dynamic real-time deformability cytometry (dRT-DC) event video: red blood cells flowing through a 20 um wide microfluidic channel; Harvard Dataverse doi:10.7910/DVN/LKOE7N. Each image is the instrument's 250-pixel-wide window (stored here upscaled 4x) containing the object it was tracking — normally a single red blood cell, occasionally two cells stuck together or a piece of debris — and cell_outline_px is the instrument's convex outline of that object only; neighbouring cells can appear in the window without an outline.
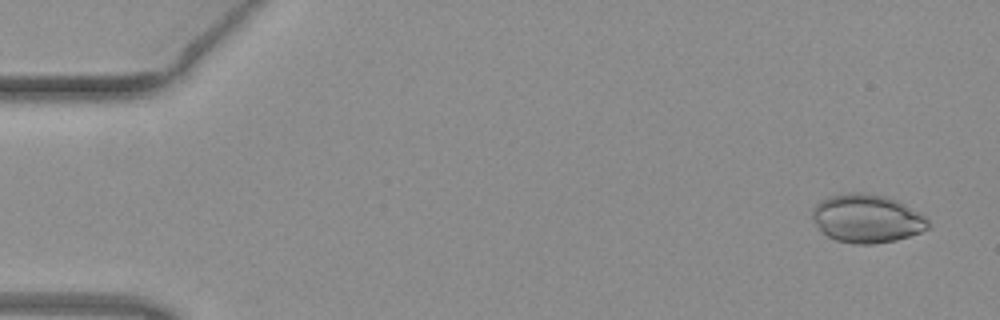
{"species": "common noctule bat (a hibernating species)", "species_latin": "Nyctalus noctula", "temperature_condition": "warm", "stored_images_in_passage": 51, "camera_frame_rate_fps": 3000, "um_per_image_px": 0.085, "animal": {"sex": "female", "body_mass_g": 19.3, "forearm_length_mm": 54.1}, "frame": {"image": 1, "passage_image": 3, "time_ms": 0.667, "image_size_px": [1000, 320], "cell_outline_px": [[932, 224], [928, 228], [920, 232], [896, 240], [872, 244], [856, 244], [836, 240], [828, 236], [812, 220], [812, 216], [816, 204], [820, 200], [832, 196], [848, 192], [864, 192], [884, 196], [896, 200], [920, 212]], "centroid_in_image_um": [73.71, 18.57], "position_along_channel_um": 11.3, "area_um2": 32.48}}
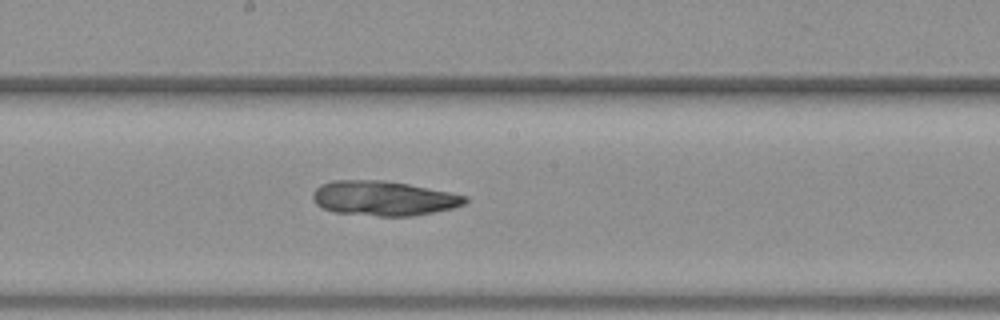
{"frame": {"image": 2, "passage_image": 28, "time_ms": 9.0, "image_size_px": [1000, 320], "cell_outline_px": [[468, 200], [464, 204], [452, 208], [412, 216], [376, 216], [332, 212], [316, 204], [312, 196], [312, 192], [320, 184], [332, 180], [380, 180], [408, 184], [468, 196]], "centroid_in_image_um": [32.56, 16.85], "position_along_channel_um": 215.6, "area_um2": 30.75}}
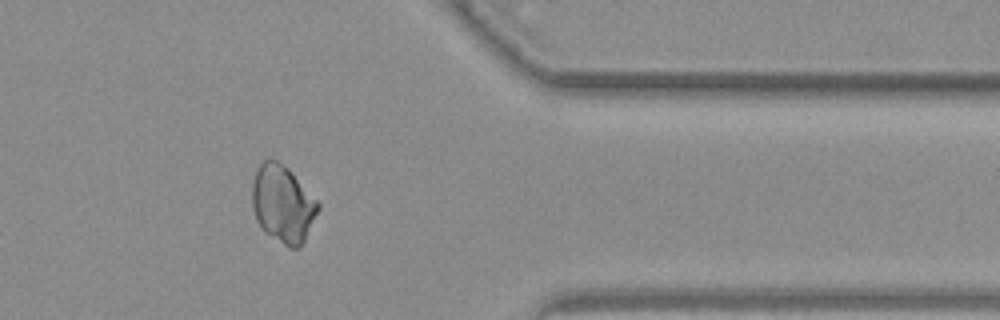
{"frame": {"image": 3, "passage_image": 42, "time_ms": 13.667, "image_size_px": [1000, 320], "cell_outline_px": [[320, 208], [300, 248], [288, 248], [264, 232], [256, 220], [252, 208], [252, 184], [256, 168], [268, 156], [272, 156], [288, 168], [292, 172], [320, 204]], "centroid_in_image_um": [24.01, 17.31], "position_along_channel_um": 387.4, "area_um2": 30.0}}